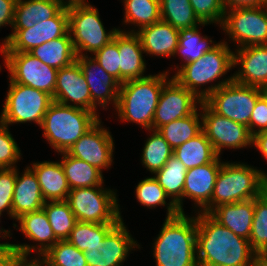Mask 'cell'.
Listing matches in <instances>:
<instances>
[{
    "mask_svg": "<svg viewBox=\"0 0 267 266\" xmlns=\"http://www.w3.org/2000/svg\"><path fill=\"white\" fill-rule=\"evenodd\" d=\"M262 89L235 82L233 76L201 90V100L215 113L244 124L249 129L250 117Z\"/></svg>",
    "mask_w": 267,
    "mask_h": 266,
    "instance_id": "obj_6",
    "label": "cell"
},
{
    "mask_svg": "<svg viewBox=\"0 0 267 266\" xmlns=\"http://www.w3.org/2000/svg\"><path fill=\"white\" fill-rule=\"evenodd\" d=\"M20 223V230L30 240L40 242L38 246L28 244H13L19 258H27L31 251L39 250L38 254L43 256L59 240L56 238L44 209L23 214L17 219Z\"/></svg>",
    "mask_w": 267,
    "mask_h": 266,
    "instance_id": "obj_20",
    "label": "cell"
},
{
    "mask_svg": "<svg viewBox=\"0 0 267 266\" xmlns=\"http://www.w3.org/2000/svg\"><path fill=\"white\" fill-rule=\"evenodd\" d=\"M31 169L38 179L45 201H66L70 188L61 162H36Z\"/></svg>",
    "mask_w": 267,
    "mask_h": 266,
    "instance_id": "obj_28",
    "label": "cell"
},
{
    "mask_svg": "<svg viewBox=\"0 0 267 266\" xmlns=\"http://www.w3.org/2000/svg\"><path fill=\"white\" fill-rule=\"evenodd\" d=\"M161 20L181 30L202 23L196 16L189 0H160Z\"/></svg>",
    "mask_w": 267,
    "mask_h": 266,
    "instance_id": "obj_34",
    "label": "cell"
},
{
    "mask_svg": "<svg viewBox=\"0 0 267 266\" xmlns=\"http://www.w3.org/2000/svg\"><path fill=\"white\" fill-rule=\"evenodd\" d=\"M139 36L144 53L155 56H174L178 47L180 30L162 20L139 28Z\"/></svg>",
    "mask_w": 267,
    "mask_h": 266,
    "instance_id": "obj_23",
    "label": "cell"
},
{
    "mask_svg": "<svg viewBox=\"0 0 267 266\" xmlns=\"http://www.w3.org/2000/svg\"><path fill=\"white\" fill-rule=\"evenodd\" d=\"M255 198L215 207L209 214L234 234L249 240L253 224Z\"/></svg>",
    "mask_w": 267,
    "mask_h": 266,
    "instance_id": "obj_27",
    "label": "cell"
},
{
    "mask_svg": "<svg viewBox=\"0 0 267 266\" xmlns=\"http://www.w3.org/2000/svg\"><path fill=\"white\" fill-rule=\"evenodd\" d=\"M233 67L234 52L224 41L219 42L211 51L205 52L198 60L182 64L172 77L201 99V91L198 87L216 81Z\"/></svg>",
    "mask_w": 267,
    "mask_h": 266,
    "instance_id": "obj_7",
    "label": "cell"
},
{
    "mask_svg": "<svg viewBox=\"0 0 267 266\" xmlns=\"http://www.w3.org/2000/svg\"><path fill=\"white\" fill-rule=\"evenodd\" d=\"M200 107L203 111L201 113L202 131L218 156L224 147L237 149L252 144L253 136L246 125L218 115L203 101L200 103Z\"/></svg>",
    "mask_w": 267,
    "mask_h": 266,
    "instance_id": "obj_14",
    "label": "cell"
},
{
    "mask_svg": "<svg viewBox=\"0 0 267 266\" xmlns=\"http://www.w3.org/2000/svg\"><path fill=\"white\" fill-rule=\"evenodd\" d=\"M43 209L56 238L59 241L67 240L78 222L69 204L66 201H45Z\"/></svg>",
    "mask_w": 267,
    "mask_h": 266,
    "instance_id": "obj_36",
    "label": "cell"
},
{
    "mask_svg": "<svg viewBox=\"0 0 267 266\" xmlns=\"http://www.w3.org/2000/svg\"><path fill=\"white\" fill-rule=\"evenodd\" d=\"M202 100L173 77L163 86L153 118V130L193 114Z\"/></svg>",
    "mask_w": 267,
    "mask_h": 266,
    "instance_id": "obj_15",
    "label": "cell"
},
{
    "mask_svg": "<svg viewBox=\"0 0 267 266\" xmlns=\"http://www.w3.org/2000/svg\"><path fill=\"white\" fill-rule=\"evenodd\" d=\"M225 9L267 6V0H222Z\"/></svg>",
    "mask_w": 267,
    "mask_h": 266,
    "instance_id": "obj_50",
    "label": "cell"
},
{
    "mask_svg": "<svg viewBox=\"0 0 267 266\" xmlns=\"http://www.w3.org/2000/svg\"><path fill=\"white\" fill-rule=\"evenodd\" d=\"M9 70L10 79L22 85L46 92L53 97L57 69L42 63L29 52H0Z\"/></svg>",
    "mask_w": 267,
    "mask_h": 266,
    "instance_id": "obj_12",
    "label": "cell"
},
{
    "mask_svg": "<svg viewBox=\"0 0 267 266\" xmlns=\"http://www.w3.org/2000/svg\"><path fill=\"white\" fill-rule=\"evenodd\" d=\"M69 32V17L65 5L54 17L38 22L31 28L14 29L1 46V52H29L33 48Z\"/></svg>",
    "mask_w": 267,
    "mask_h": 266,
    "instance_id": "obj_13",
    "label": "cell"
},
{
    "mask_svg": "<svg viewBox=\"0 0 267 266\" xmlns=\"http://www.w3.org/2000/svg\"><path fill=\"white\" fill-rule=\"evenodd\" d=\"M249 242L256 252L267 243V193L265 191L255 198Z\"/></svg>",
    "mask_w": 267,
    "mask_h": 266,
    "instance_id": "obj_41",
    "label": "cell"
},
{
    "mask_svg": "<svg viewBox=\"0 0 267 266\" xmlns=\"http://www.w3.org/2000/svg\"><path fill=\"white\" fill-rule=\"evenodd\" d=\"M259 251H267V243Z\"/></svg>",
    "mask_w": 267,
    "mask_h": 266,
    "instance_id": "obj_58",
    "label": "cell"
},
{
    "mask_svg": "<svg viewBox=\"0 0 267 266\" xmlns=\"http://www.w3.org/2000/svg\"><path fill=\"white\" fill-rule=\"evenodd\" d=\"M43 266H87L84 252L67 240L58 241L43 256Z\"/></svg>",
    "mask_w": 267,
    "mask_h": 266,
    "instance_id": "obj_40",
    "label": "cell"
},
{
    "mask_svg": "<svg viewBox=\"0 0 267 266\" xmlns=\"http://www.w3.org/2000/svg\"><path fill=\"white\" fill-rule=\"evenodd\" d=\"M94 112L53 101L44 115L43 136L57 152H67L100 119Z\"/></svg>",
    "mask_w": 267,
    "mask_h": 266,
    "instance_id": "obj_5",
    "label": "cell"
},
{
    "mask_svg": "<svg viewBox=\"0 0 267 266\" xmlns=\"http://www.w3.org/2000/svg\"><path fill=\"white\" fill-rule=\"evenodd\" d=\"M168 72L148 75L120 84L117 111L120 120L130 121L153 130L155 109Z\"/></svg>",
    "mask_w": 267,
    "mask_h": 266,
    "instance_id": "obj_3",
    "label": "cell"
},
{
    "mask_svg": "<svg viewBox=\"0 0 267 266\" xmlns=\"http://www.w3.org/2000/svg\"><path fill=\"white\" fill-rule=\"evenodd\" d=\"M135 191L137 200L143 206L151 208H155L157 205L166 206L165 200L169 198L154 177H148L139 182Z\"/></svg>",
    "mask_w": 267,
    "mask_h": 266,
    "instance_id": "obj_42",
    "label": "cell"
},
{
    "mask_svg": "<svg viewBox=\"0 0 267 266\" xmlns=\"http://www.w3.org/2000/svg\"><path fill=\"white\" fill-rule=\"evenodd\" d=\"M196 217V258L198 266H251L257 252L249 240L222 226L209 213Z\"/></svg>",
    "mask_w": 267,
    "mask_h": 266,
    "instance_id": "obj_1",
    "label": "cell"
},
{
    "mask_svg": "<svg viewBox=\"0 0 267 266\" xmlns=\"http://www.w3.org/2000/svg\"><path fill=\"white\" fill-rule=\"evenodd\" d=\"M186 172L185 165L172 155L165 165L154 173V178L171 198L167 206V218L184 213L182 199Z\"/></svg>",
    "mask_w": 267,
    "mask_h": 266,
    "instance_id": "obj_25",
    "label": "cell"
},
{
    "mask_svg": "<svg viewBox=\"0 0 267 266\" xmlns=\"http://www.w3.org/2000/svg\"><path fill=\"white\" fill-rule=\"evenodd\" d=\"M16 174V168L0 169V216L4 210H7L9 215L12 217V203Z\"/></svg>",
    "mask_w": 267,
    "mask_h": 266,
    "instance_id": "obj_46",
    "label": "cell"
},
{
    "mask_svg": "<svg viewBox=\"0 0 267 266\" xmlns=\"http://www.w3.org/2000/svg\"><path fill=\"white\" fill-rule=\"evenodd\" d=\"M2 232H3V234H4V236H2L4 239H5V237H8V236L10 237V234H9L10 231L3 230V229H2V231L0 230V234H1Z\"/></svg>",
    "mask_w": 267,
    "mask_h": 266,
    "instance_id": "obj_55",
    "label": "cell"
},
{
    "mask_svg": "<svg viewBox=\"0 0 267 266\" xmlns=\"http://www.w3.org/2000/svg\"><path fill=\"white\" fill-rule=\"evenodd\" d=\"M61 154L63 155L61 166L70 190L101 186L104 183L102 172L96 167L70 156L67 152Z\"/></svg>",
    "mask_w": 267,
    "mask_h": 266,
    "instance_id": "obj_31",
    "label": "cell"
},
{
    "mask_svg": "<svg viewBox=\"0 0 267 266\" xmlns=\"http://www.w3.org/2000/svg\"><path fill=\"white\" fill-rule=\"evenodd\" d=\"M7 127L0 122V169L17 168L14 164L21 156L20 149Z\"/></svg>",
    "mask_w": 267,
    "mask_h": 266,
    "instance_id": "obj_45",
    "label": "cell"
},
{
    "mask_svg": "<svg viewBox=\"0 0 267 266\" xmlns=\"http://www.w3.org/2000/svg\"><path fill=\"white\" fill-rule=\"evenodd\" d=\"M198 26L180 30L178 47L175 55L178 53L184 58V64L198 60L205 52L211 51L217 46L212 40H208L207 36L200 35Z\"/></svg>",
    "mask_w": 267,
    "mask_h": 266,
    "instance_id": "obj_37",
    "label": "cell"
},
{
    "mask_svg": "<svg viewBox=\"0 0 267 266\" xmlns=\"http://www.w3.org/2000/svg\"><path fill=\"white\" fill-rule=\"evenodd\" d=\"M53 100L69 106L92 112V100L89 85L77 61L57 71ZM73 104H70V102Z\"/></svg>",
    "mask_w": 267,
    "mask_h": 266,
    "instance_id": "obj_18",
    "label": "cell"
},
{
    "mask_svg": "<svg viewBox=\"0 0 267 266\" xmlns=\"http://www.w3.org/2000/svg\"><path fill=\"white\" fill-rule=\"evenodd\" d=\"M76 61L79 63L86 82L89 85L92 112L97 115V105H101L105 109L104 107L110 101H113V105L116 108L120 83L108 74L94 58L88 57L87 55L77 56Z\"/></svg>",
    "mask_w": 267,
    "mask_h": 266,
    "instance_id": "obj_19",
    "label": "cell"
},
{
    "mask_svg": "<svg viewBox=\"0 0 267 266\" xmlns=\"http://www.w3.org/2000/svg\"><path fill=\"white\" fill-rule=\"evenodd\" d=\"M135 246L140 245L131 237L122 219L105 236L103 244L84 251L87 266H121Z\"/></svg>",
    "mask_w": 267,
    "mask_h": 266,
    "instance_id": "obj_17",
    "label": "cell"
},
{
    "mask_svg": "<svg viewBox=\"0 0 267 266\" xmlns=\"http://www.w3.org/2000/svg\"><path fill=\"white\" fill-rule=\"evenodd\" d=\"M117 224H97L88 222H77L73 227L67 241L77 247L80 251H90L103 244L105 236Z\"/></svg>",
    "mask_w": 267,
    "mask_h": 266,
    "instance_id": "obj_35",
    "label": "cell"
},
{
    "mask_svg": "<svg viewBox=\"0 0 267 266\" xmlns=\"http://www.w3.org/2000/svg\"><path fill=\"white\" fill-rule=\"evenodd\" d=\"M234 52V67L241 63V68L233 75L239 84L267 87V45L241 47Z\"/></svg>",
    "mask_w": 267,
    "mask_h": 266,
    "instance_id": "obj_21",
    "label": "cell"
},
{
    "mask_svg": "<svg viewBox=\"0 0 267 266\" xmlns=\"http://www.w3.org/2000/svg\"><path fill=\"white\" fill-rule=\"evenodd\" d=\"M94 59L100 66L120 83L118 32L114 38L94 53Z\"/></svg>",
    "mask_w": 267,
    "mask_h": 266,
    "instance_id": "obj_43",
    "label": "cell"
},
{
    "mask_svg": "<svg viewBox=\"0 0 267 266\" xmlns=\"http://www.w3.org/2000/svg\"><path fill=\"white\" fill-rule=\"evenodd\" d=\"M65 6L64 0H17L13 29L31 28L54 17Z\"/></svg>",
    "mask_w": 267,
    "mask_h": 266,
    "instance_id": "obj_29",
    "label": "cell"
},
{
    "mask_svg": "<svg viewBox=\"0 0 267 266\" xmlns=\"http://www.w3.org/2000/svg\"><path fill=\"white\" fill-rule=\"evenodd\" d=\"M67 12L69 33L77 56H85L82 51L94 54L108 44L119 30L114 28L106 33L98 10L88 3L68 5Z\"/></svg>",
    "mask_w": 267,
    "mask_h": 266,
    "instance_id": "obj_9",
    "label": "cell"
},
{
    "mask_svg": "<svg viewBox=\"0 0 267 266\" xmlns=\"http://www.w3.org/2000/svg\"><path fill=\"white\" fill-rule=\"evenodd\" d=\"M196 235V217H166L153 246L156 266H198Z\"/></svg>",
    "mask_w": 267,
    "mask_h": 266,
    "instance_id": "obj_2",
    "label": "cell"
},
{
    "mask_svg": "<svg viewBox=\"0 0 267 266\" xmlns=\"http://www.w3.org/2000/svg\"><path fill=\"white\" fill-rule=\"evenodd\" d=\"M66 202L78 222L118 224L122 220L116 193L102 185L72 189Z\"/></svg>",
    "mask_w": 267,
    "mask_h": 266,
    "instance_id": "obj_8",
    "label": "cell"
},
{
    "mask_svg": "<svg viewBox=\"0 0 267 266\" xmlns=\"http://www.w3.org/2000/svg\"><path fill=\"white\" fill-rule=\"evenodd\" d=\"M173 156L181 161L187 170L211 163L218 157L203 131L175 148Z\"/></svg>",
    "mask_w": 267,
    "mask_h": 266,
    "instance_id": "obj_32",
    "label": "cell"
},
{
    "mask_svg": "<svg viewBox=\"0 0 267 266\" xmlns=\"http://www.w3.org/2000/svg\"><path fill=\"white\" fill-rule=\"evenodd\" d=\"M16 2L17 0H0V27L6 24L13 26Z\"/></svg>",
    "mask_w": 267,
    "mask_h": 266,
    "instance_id": "obj_48",
    "label": "cell"
},
{
    "mask_svg": "<svg viewBox=\"0 0 267 266\" xmlns=\"http://www.w3.org/2000/svg\"><path fill=\"white\" fill-rule=\"evenodd\" d=\"M147 139L143 148L142 163L151 173L160 170L173 155V149L157 130Z\"/></svg>",
    "mask_w": 267,
    "mask_h": 266,
    "instance_id": "obj_39",
    "label": "cell"
},
{
    "mask_svg": "<svg viewBox=\"0 0 267 266\" xmlns=\"http://www.w3.org/2000/svg\"><path fill=\"white\" fill-rule=\"evenodd\" d=\"M85 0H68L65 2V5H71V4H84L86 2H84Z\"/></svg>",
    "mask_w": 267,
    "mask_h": 266,
    "instance_id": "obj_54",
    "label": "cell"
},
{
    "mask_svg": "<svg viewBox=\"0 0 267 266\" xmlns=\"http://www.w3.org/2000/svg\"><path fill=\"white\" fill-rule=\"evenodd\" d=\"M227 10L230 11H225L220 26L227 35L229 34V38L238 43L239 48L267 45V6L238 7Z\"/></svg>",
    "mask_w": 267,
    "mask_h": 266,
    "instance_id": "obj_11",
    "label": "cell"
},
{
    "mask_svg": "<svg viewBox=\"0 0 267 266\" xmlns=\"http://www.w3.org/2000/svg\"><path fill=\"white\" fill-rule=\"evenodd\" d=\"M259 129L254 130L255 127ZM267 130V100L262 95L256 102L249 123V131L252 136Z\"/></svg>",
    "mask_w": 267,
    "mask_h": 266,
    "instance_id": "obj_47",
    "label": "cell"
},
{
    "mask_svg": "<svg viewBox=\"0 0 267 266\" xmlns=\"http://www.w3.org/2000/svg\"><path fill=\"white\" fill-rule=\"evenodd\" d=\"M251 266H262L257 260Z\"/></svg>",
    "mask_w": 267,
    "mask_h": 266,
    "instance_id": "obj_59",
    "label": "cell"
},
{
    "mask_svg": "<svg viewBox=\"0 0 267 266\" xmlns=\"http://www.w3.org/2000/svg\"><path fill=\"white\" fill-rule=\"evenodd\" d=\"M118 51L120 67V84L138 78L146 77L144 52L139 36L134 30L124 32L118 30Z\"/></svg>",
    "mask_w": 267,
    "mask_h": 266,
    "instance_id": "obj_24",
    "label": "cell"
},
{
    "mask_svg": "<svg viewBox=\"0 0 267 266\" xmlns=\"http://www.w3.org/2000/svg\"><path fill=\"white\" fill-rule=\"evenodd\" d=\"M218 156L213 162L186 172L183 198L192 199L201 210L211 201L217 175L222 166Z\"/></svg>",
    "mask_w": 267,
    "mask_h": 266,
    "instance_id": "obj_22",
    "label": "cell"
},
{
    "mask_svg": "<svg viewBox=\"0 0 267 266\" xmlns=\"http://www.w3.org/2000/svg\"><path fill=\"white\" fill-rule=\"evenodd\" d=\"M252 144L262 153L267 160V130L256 133L253 136Z\"/></svg>",
    "mask_w": 267,
    "mask_h": 266,
    "instance_id": "obj_51",
    "label": "cell"
},
{
    "mask_svg": "<svg viewBox=\"0 0 267 266\" xmlns=\"http://www.w3.org/2000/svg\"><path fill=\"white\" fill-rule=\"evenodd\" d=\"M29 53L42 63L57 70L71 65L77 60V54L69 32L63 37L33 48Z\"/></svg>",
    "mask_w": 267,
    "mask_h": 266,
    "instance_id": "obj_30",
    "label": "cell"
},
{
    "mask_svg": "<svg viewBox=\"0 0 267 266\" xmlns=\"http://www.w3.org/2000/svg\"><path fill=\"white\" fill-rule=\"evenodd\" d=\"M262 95L266 98L267 100V87L262 88Z\"/></svg>",
    "mask_w": 267,
    "mask_h": 266,
    "instance_id": "obj_56",
    "label": "cell"
},
{
    "mask_svg": "<svg viewBox=\"0 0 267 266\" xmlns=\"http://www.w3.org/2000/svg\"><path fill=\"white\" fill-rule=\"evenodd\" d=\"M29 260L27 258H17V260L11 266H42L43 262L39 258H35L33 260Z\"/></svg>",
    "mask_w": 267,
    "mask_h": 266,
    "instance_id": "obj_52",
    "label": "cell"
},
{
    "mask_svg": "<svg viewBox=\"0 0 267 266\" xmlns=\"http://www.w3.org/2000/svg\"><path fill=\"white\" fill-rule=\"evenodd\" d=\"M45 200L38 182V179L29 167L24 170V174H16L14 186L12 218L18 219L23 214L38 211L43 208Z\"/></svg>",
    "mask_w": 267,
    "mask_h": 266,
    "instance_id": "obj_26",
    "label": "cell"
},
{
    "mask_svg": "<svg viewBox=\"0 0 267 266\" xmlns=\"http://www.w3.org/2000/svg\"><path fill=\"white\" fill-rule=\"evenodd\" d=\"M264 174L242 163L222 162L211 201L200 212L210 213L220 205L257 198L265 191Z\"/></svg>",
    "mask_w": 267,
    "mask_h": 266,
    "instance_id": "obj_4",
    "label": "cell"
},
{
    "mask_svg": "<svg viewBox=\"0 0 267 266\" xmlns=\"http://www.w3.org/2000/svg\"><path fill=\"white\" fill-rule=\"evenodd\" d=\"M124 23L138 24L140 28L161 20L160 0H123Z\"/></svg>",
    "mask_w": 267,
    "mask_h": 266,
    "instance_id": "obj_38",
    "label": "cell"
},
{
    "mask_svg": "<svg viewBox=\"0 0 267 266\" xmlns=\"http://www.w3.org/2000/svg\"><path fill=\"white\" fill-rule=\"evenodd\" d=\"M0 122L12 123L35 122L41 126L47 109L54 101L46 92L15 83L10 79Z\"/></svg>",
    "mask_w": 267,
    "mask_h": 266,
    "instance_id": "obj_10",
    "label": "cell"
},
{
    "mask_svg": "<svg viewBox=\"0 0 267 266\" xmlns=\"http://www.w3.org/2000/svg\"><path fill=\"white\" fill-rule=\"evenodd\" d=\"M18 258L16 248L10 243H0V266H11Z\"/></svg>",
    "mask_w": 267,
    "mask_h": 266,
    "instance_id": "obj_49",
    "label": "cell"
},
{
    "mask_svg": "<svg viewBox=\"0 0 267 266\" xmlns=\"http://www.w3.org/2000/svg\"><path fill=\"white\" fill-rule=\"evenodd\" d=\"M265 189H267V174H264Z\"/></svg>",
    "mask_w": 267,
    "mask_h": 266,
    "instance_id": "obj_57",
    "label": "cell"
},
{
    "mask_svg": "<svg viewBox=\"0 0 267 266\" xmlns=\"http://www.w3.org/2000/svg\"><path fill=\"white\" fill-rule=\"evenodd\" d=\"M256 260L262 265L267 266V251H258Z\"/></svg>",
    "mask_w": 267,
    "mask_h": 266,
    "instance_id": "obj_53",
    "label": "cell"
},
{
    "mask_svg": "<svg viewBox=\"0 0 267 266\" xmlns=\"http://www.w3.org/2000/svg\"><path fill=\"white\" fill-rule=\"evenodd\" d=\"M190 4L202 23L222 24L225 7L222 0H189ZM219 22V23H218Z\"/></svg>",
    "mask_w": 267,
    "mask_h": 266,
    "instance_id": "obj_44",
    "label": "cell"
},
{
    "mask_svg": "<svg viewBox=\"0 0 267 266\" xmlns=\"http://www.w3.org/2000/svg\"><path fill=\"white\" fill-rule=\"evenodd\" d=\"M113 149V138L110 132L101 126L99 120L67 153L74 158L87 162L102 172V169L109 168L112 164Z\"/></svg>",
    "mask_w": 267,
    "mask_h": 266,
    "instance_id": "obj_16",
    "label": "cell"
},
{
    "mask_svg": "<svg viewBox=\"0 0 267 266\" xmlns=\"http://www.w3.org/2000/svg\"><path fill=\"white\" fill-rule=\"evenodd\" d=\"M197 111L165 124L157 130L173 150L202 132V118H199L201 113L199 115Z\"/></svg>",
    "mask_w": 267,
    "mask_h": 266,
    "instance_id": "obj_33",
    "label": "cell"
}]
</instances>
